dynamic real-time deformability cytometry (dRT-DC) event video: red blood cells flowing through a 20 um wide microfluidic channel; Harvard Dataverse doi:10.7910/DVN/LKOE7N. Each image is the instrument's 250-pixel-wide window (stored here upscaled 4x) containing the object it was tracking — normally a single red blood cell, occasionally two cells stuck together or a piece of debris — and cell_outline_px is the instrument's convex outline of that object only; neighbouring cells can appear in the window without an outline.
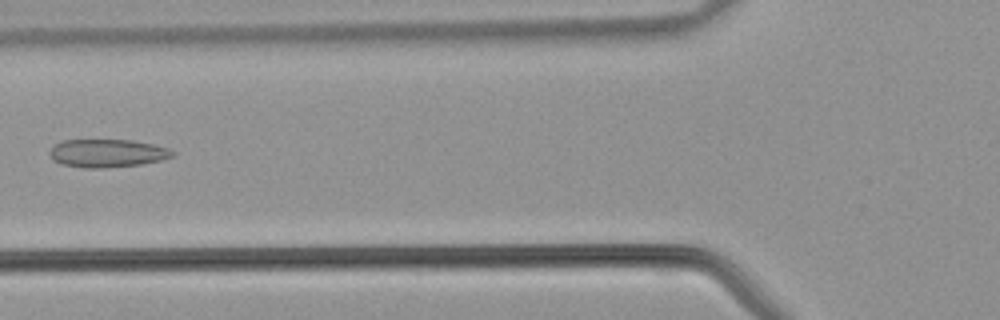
{"species": "common noctule bat (a hibernating species)", "species_latin": "Nyctalus noctula", "temperature_condition": "warm", "stored_images_in_passage": 28, "camera_frame_rate_fps": 3000, "um_per_image_px": 0.085, "animal": {"sex": "male", "body_mass_g": 21.5, "forearm_length_mm": 52.0}, "frame": {"image": 1, "passage_image": 6, "time_ms": 1.667, "image_size_px": [1000, 320], "cell_outline_px": [[176, 152], [172, 156], [160, 160], [144, 164], [104, 168], [84, 168], [60, 164], [52, 160], [48, 152], [56, 144], [64, 140], [132, 140], [152, 144], [168, 148]], "centroid_in_image_um": [9.1, 13.03], "position_along_channel_um": 116.7, "area_um2": 20.17}}
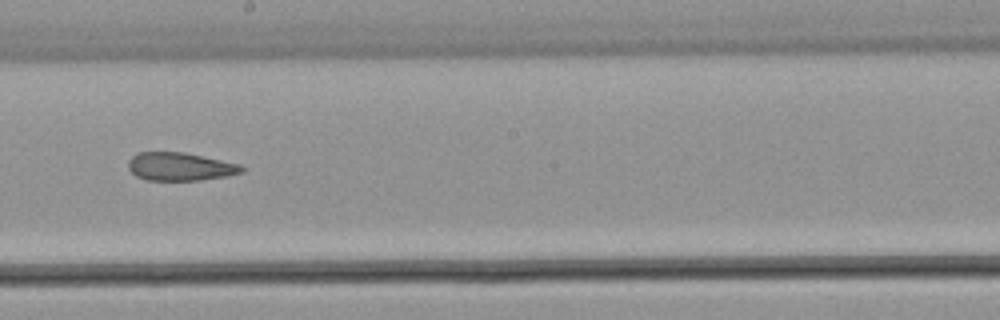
{"frame": {"image": 2, "passage_image": 13, "time_ms": 4.0, "image_size_px": [1000, 320], "cell_outline_px": [[244, 172], [228, 176], [200, 180], [148, 180], [136, 176], [128, 168], [128, 160], [132, 156], [140, 152], [184, 152], [240, 164], [244, 168]], "centroid_in_image_um": [15.32, 14.16], "position_along_channel_um": 232.9, "area_um2": 18.61}}
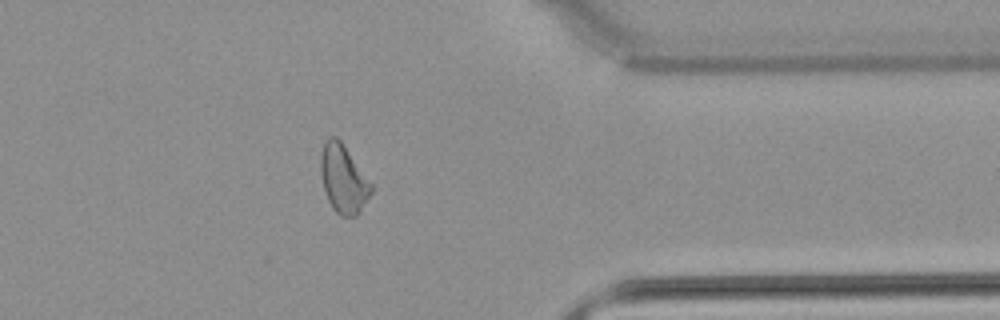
{"frame": {"image": 3, "passage_image": 23, "time_ms": 7.333, "image_size_px": [1000, 320], "cell_outline_px": [[372, 192], [356, 216], [340, 216], [332, 208], [328, 200], [324, 188], [320, 172], [320, 156], [324, 144], [328, 136], [336, 136], [340, 140], [372, 184]], "centroid_in_image_um": [29.17, 15.21], "position_along_channel_um": 382.2, "area_um2": 19.83}}